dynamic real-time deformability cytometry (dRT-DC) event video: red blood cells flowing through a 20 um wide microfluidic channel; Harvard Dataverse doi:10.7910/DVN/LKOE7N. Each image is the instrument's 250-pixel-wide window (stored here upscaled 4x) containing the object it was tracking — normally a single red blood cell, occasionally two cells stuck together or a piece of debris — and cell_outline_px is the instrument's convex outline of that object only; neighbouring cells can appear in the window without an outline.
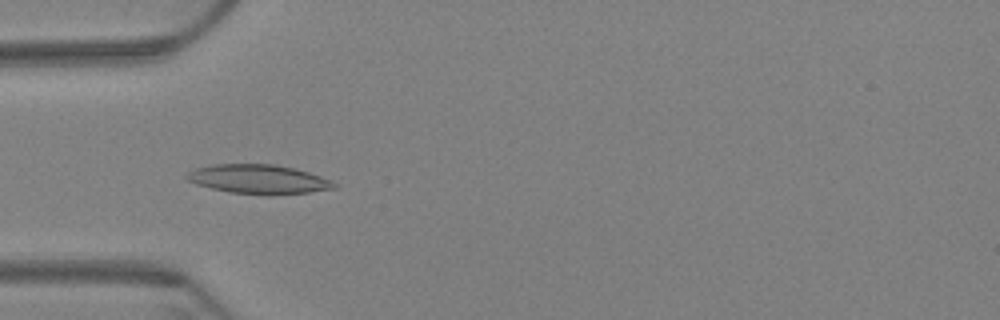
{"species": "Egyptian fruit bat (a non-hibernating species)", "species_latin": "Rousettus aegyptiacus", "temperature_condition": "warm", "stored_images_in_passage": 7, "camera_frame_rate_fps": 3000, "um_per_image_px": 0.085, "animal": {"sex": "female"}, "frame": {"image": 1, "passage_image": 6, "time_ms": 1.667, "image_size_px": [1000, 320], "cell_outline_px": [[336, 188], [308, 192], [272, 196], [268, 196], [228, 192], [196, 184], [188, 180], [184, 176], [188, 172], [196, 168], [212, 164], [276, 164], [308, 172], [320, 176], [336, 184]], "centroid_in_image_um": [21.94, 15.24], "position_along_channel_um": 63.1, "area_um2": 25.14}}
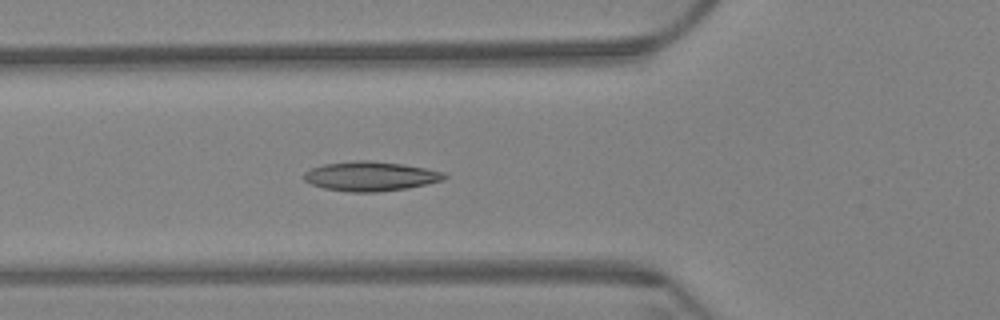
{"frame": {"image": 2, "passage_image": 7, "time_ms": 2.0, "image_size_px": [1000, 320], "cell_outline_px": [[448, 176], [444, 180], [408, 188], [376, 192], [348, 192], [324, 188], [312, 184], [304, 180], [304, 172], [312, 168], [324, 164], [356, 160], [372, 160], [404, 164], [444, 172]], "centroid_in_image_um": [31.51, 14.98], "position_along_channel_um": 94.3, "area_um2": 24.16}}